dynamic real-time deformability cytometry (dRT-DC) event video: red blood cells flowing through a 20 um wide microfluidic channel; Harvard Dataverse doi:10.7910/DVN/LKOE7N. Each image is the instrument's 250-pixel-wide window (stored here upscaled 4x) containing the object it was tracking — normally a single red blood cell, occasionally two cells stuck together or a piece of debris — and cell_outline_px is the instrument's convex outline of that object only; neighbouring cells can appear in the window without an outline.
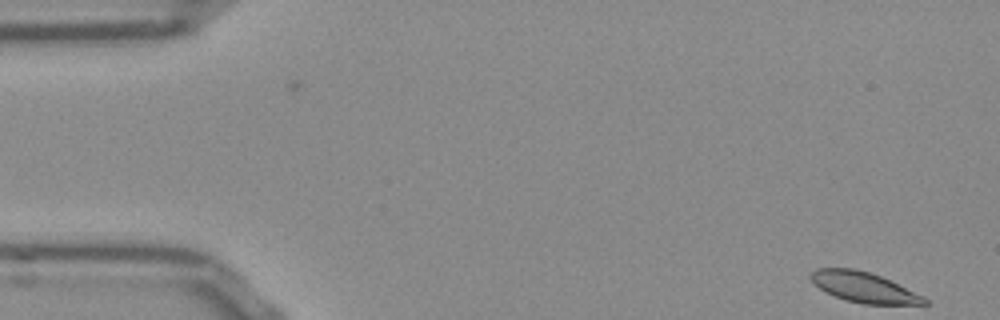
{"species": "Egyptian fruit bat (a non-hibernating species)", "species_latin": "Rousettus aegyptiacus", "temperature_condition": "room temperature", "stored_images_in_passage": 52, "camera_frame_rate_fps": 3000, "um_per_image_px": 0.085, "frame": {"image": 1, "passage_image": 1, "time_ms": 0.0, "image_size_px": [1000, 320], "cell_outline_px": [[928, 304], [864, 304], [844, 300], [820, 288], [808, 276], [816, 268], [852, 268], [868, 272], [880, 276], [928, 300]], "centroid_in_image_um": [73.36, 24.41], "position_along_channel_um": 11.6, "area_um2": 19.36}}
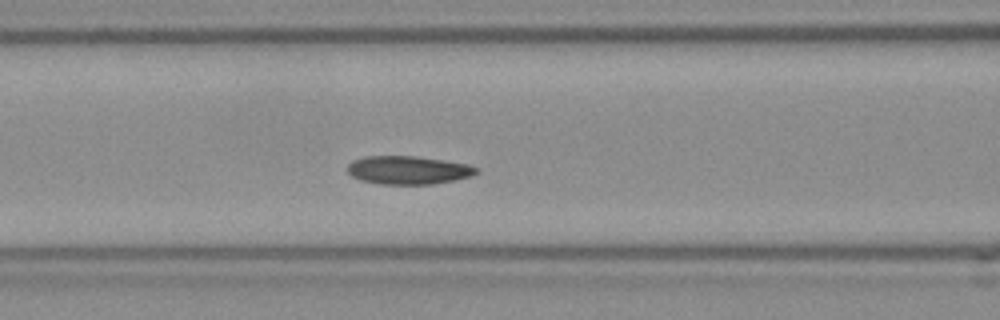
{"frame": {"image": 2, "passage_image": 20, "time_ms": 6.333, "image_size_px": [1000, 320], "cell_outline_px": [[476, 172], [472, 176], [432, 184], [380, 184], [360, 180], [352, 176], [348, 172], [348, 164], [352, 160], [364, 156], [416, 156], [468, 164], [476, 168]], "centroid_in_image_um": [34.64, 14.45], "position_along_channel_um": 132.0, "area_um2": 21.1}}
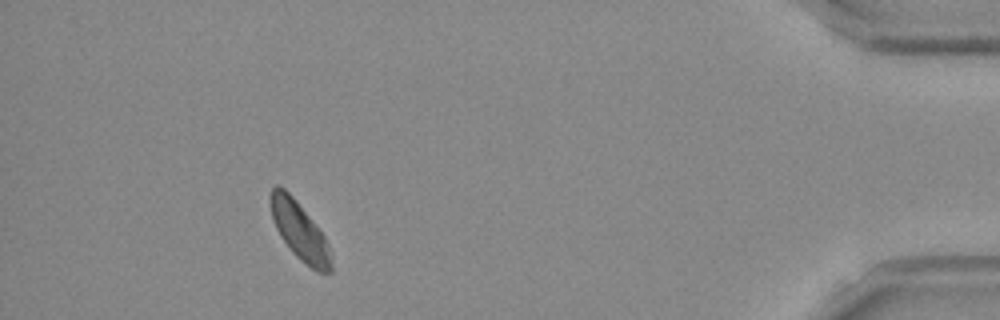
{"frame": {"image": 3, "passage_image": 47, "time_ms": 15.333, "image_size_px": [1000, 320], "cell_outline_px": [[332, 272], [316, 272], [300, 260], [292, 252], [280, 236], [272, 220], [268, 200], [272, 188], [276, 184], [284, 188], [292, 196], [324, 236], [332, 252]], "centroid_in_image_um": [25.45, 19.65], "position_along_channel_um": 409.8, "area_um2": 20.52}, "authors_computed_cell_mechanics": {"area_um2": 20.9525, "velocity_mm_per_s": 3.7773, "shape_relaxation_time_tau1_ms": 4.0296, "shape_relaxation_time_tau2_ms": null, "deformation_change_tau1": 0.0833, "deformation_change_tau2": null}}